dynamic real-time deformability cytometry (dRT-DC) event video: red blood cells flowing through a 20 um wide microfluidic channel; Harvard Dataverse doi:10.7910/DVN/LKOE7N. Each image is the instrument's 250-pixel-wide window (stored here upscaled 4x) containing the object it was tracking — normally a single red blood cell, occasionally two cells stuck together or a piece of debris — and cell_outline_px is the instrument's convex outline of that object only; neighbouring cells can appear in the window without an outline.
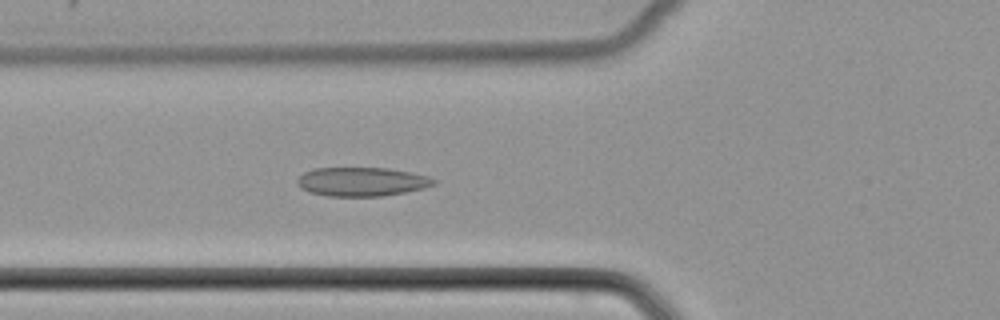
{"species": "common noctule bat (a hibernating species)", "species_latin": "Nyctalus noctula", "temperature_condition": "cold", "stored_images_in_passage": 51, "camera_frame_rate_fps": 3000, "um_per_image_px": 0.085, "animal": {"sex": "female", "body_mass_g": 22.7, "forearm_length_mm": 54.2}, "frame": {"image": 1, "passage_image": 19, "time_ms": 6.0, "image_size_px": [1000, 320], "cell_outline_px": [[436, 184], [424, 188], [404, 192], [380, 196], [328, 196], [308, 192], [300, 188], [296, 180], [304, 172], [312, 168], [388, 168], [412, 172], [428, 176], [436, 180]], "centroid_in_image_um": [30.74, 15.44], "position_along_channel_um": 95.1, "area_um2": 23.06}}
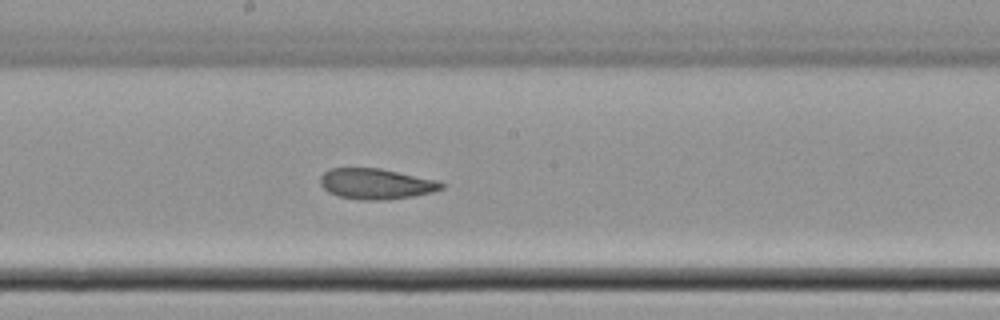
{"frame": {"image": 2, "passage_image": 28, "time_ms": 9.0, "image_size_px": [1000, 320], "cell_outline_px": [[444, 188], [432, 192], [412, 196], [388, 200], [360, 200], [340, 196], [328, 192], [320, 184], [320, 176], [328, 168], [380, 168], [436, 180], [444, 184]], "centroid_in_image_um": [31.94, 15.62], "position_along_channel_um": 216.3, "area_um2": 21.62}}
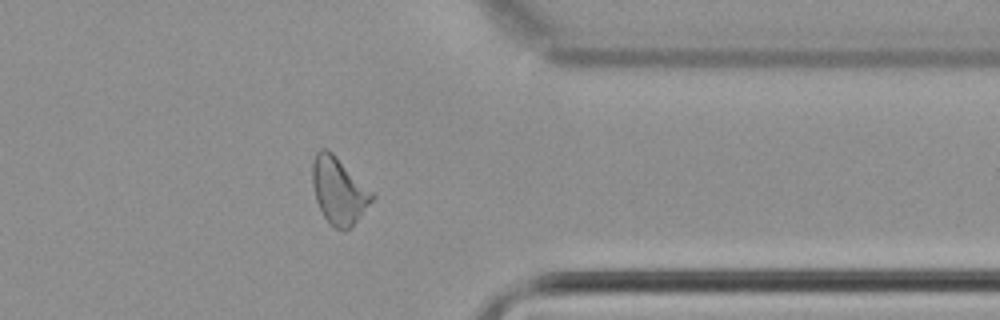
{"frame": {"image": 3, "passage_image": 41, "time_ms": 13.333, "image_size_px": [1000, 320], "cell_outline_px": [[376, 196], [356, 220], [344, 232], [336, 228], [324, 216], [316, 200], [312, 184], [312, 160], [316, 152], [320, 148], [328, 148]], "centroid_in_image_um": [28.76, 16.17], "position_along_channel_um": 382.6, "area_um2": 22.72}}